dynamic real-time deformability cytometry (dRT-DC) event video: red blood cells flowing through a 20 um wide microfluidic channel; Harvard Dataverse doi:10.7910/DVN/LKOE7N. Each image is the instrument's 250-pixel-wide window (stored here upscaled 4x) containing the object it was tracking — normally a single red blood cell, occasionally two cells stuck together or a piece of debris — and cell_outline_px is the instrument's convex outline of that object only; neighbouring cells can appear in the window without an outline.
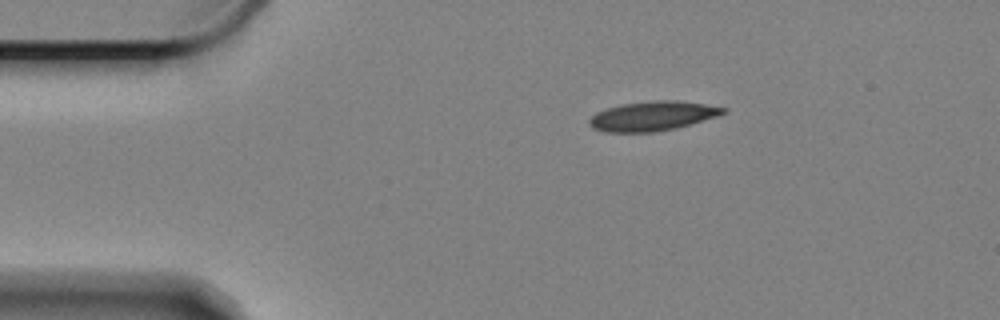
{"species": "Egyptian fruit bat (a non-hibernating species)", "species_latin": "Rousettus aegyptiacus", "temperature_condition": "cold", "stored_images_in_passage": 50, "camera_frame_rate_fps": 3000, "um_per_image_px": 0.085, "animal": {"sex": "female"}, "frame": {"image": 1, "passage_image": 1, "time_ms": 0.0, "image_size_px": [1000, 320], "cell_outline_px": [[728, 112], [716, 116], [676, 128], [652, 132], [604, 132], [592, 128], [588, 124], [588, 120], [596, 112], [608, 108], [624, 104], [656, 100], [676, 100], [704, 104], [728, 108]], "centroid_in_image_um": [55.45, 9.86], "position_along_channel_um": 29.5, "area_um2": 22.83}}
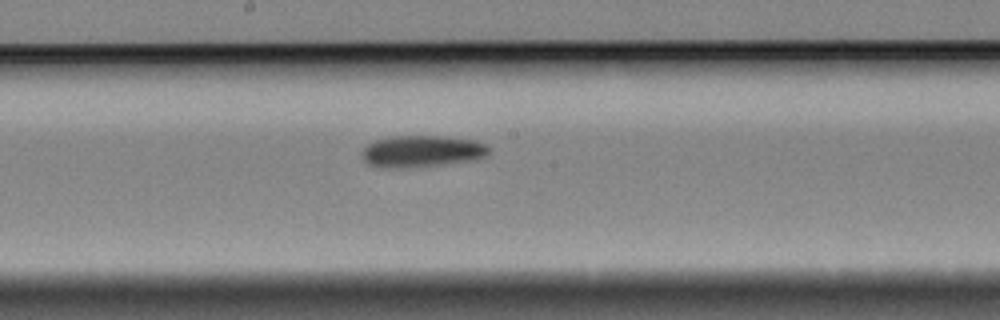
{"frame": {"image": 2, "passage_image": 22, "time_ms": 7.0, "image_size_px": [1000, 320], "cell_outline_px": [[492, 148], [484, 156], [468, 160], [440, 164], [396, 168], [384, 168], [368, 164], [364, 160], [360, 152], [368, 144], [376, 140], [388, 136], [444, 136], [476, 140]], "centroid_in_image_um": [35.81, 12.84], "position_along_channel_um": 212.4, "area_um2": 23.24}}
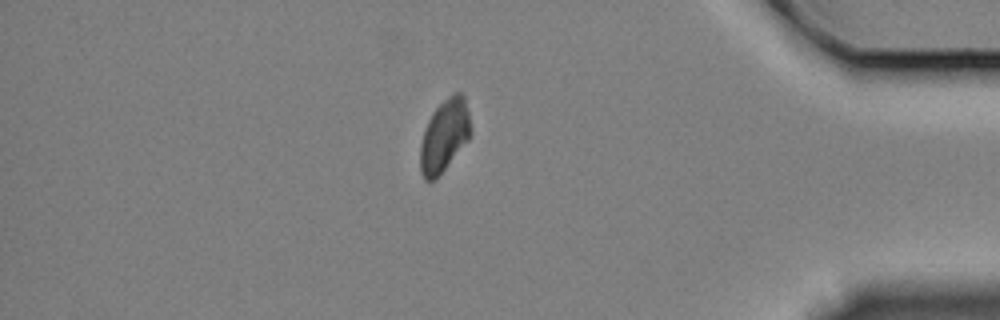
{"frame": {"image": 3, "passage_image": 42, "time_ms": 13.667, "image_size_px": [1000, 320], "cell_outline_px": [[472, 132], [468, 140], [444, 168], [432, 180], [424, 180], [420, 172], [420, 144], [424, 128], [432, 112], [452, 92], [460, 92], [464, 96], [468, 112]], "centroid_in_image_um": [37.76, 11.49], "position_along_channel_um": 397.4, "area_um2": 21.04}, "authors_computed_cell_mechanics": {"area_um2": 22.2819, "velocity_mm_per_s": 3.2978, "shape_relaxation_time_tau1_ms": 6.4739, "shape_relaxation_time_tau2_ms": null, "deformation_change_tau1": 0.0996, "deformation_change_tau2": null}}